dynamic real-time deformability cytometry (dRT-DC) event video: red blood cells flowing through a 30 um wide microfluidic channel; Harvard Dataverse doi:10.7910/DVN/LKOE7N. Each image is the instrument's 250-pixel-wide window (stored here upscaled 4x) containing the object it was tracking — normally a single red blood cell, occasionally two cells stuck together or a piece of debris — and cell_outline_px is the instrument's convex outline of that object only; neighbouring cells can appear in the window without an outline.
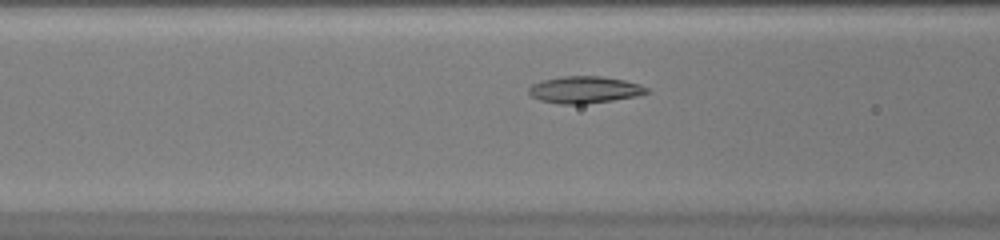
{"species": "common noctule bat (a hibernating species)", "species_latin": "Nyctalus noctula", "temperature_condition": "warm", "stored_images_in_passage": 37, "camera_frame_rate_fps": 3000, "um_per_image_px": 0.085, "animal": {"sex": "female", "body_mass_g": 20.0, "forearm_length_mm": 54.0}, "frame": {"image": 1, "passage_image": 10, "time_ms": 3.0, "image_size_px": [1000, 240], "cell_outline_px": [[652, 92], [636, 96], [612, 100], [584, 104], [560, 104], [540, 100], [532, 96], [528, 92], [528, 88], [532, 84], [544, 80], [564, 76], [600, 76], [624, 80], [640, 84], [648, 88]], "centroid_in_image_um": [49.71, 7.63], "position_along_channel_um": 116.9, "area_um2": 18.44}}
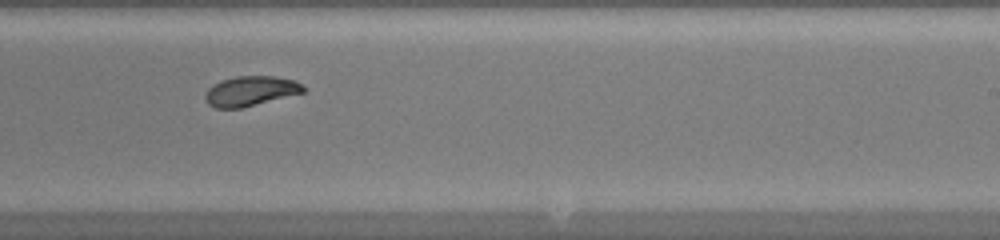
{"frame": {"image": 2, "passage_image": 20, "time_ms": 6.333, "image_size_px": [1000, 240], "cell_outline_px": [[304, 92], [240, 108], [216, 108], [208, 104], [204, 96], [208, 88], [212, 84], [220, 80], [236, 76], [276, 76], [292, 80], [300, 84], [304, 88]], "centroid_in_image_um": [21.23, 7.73], "position_along_channel_um": 267.8, "area_um2": 16.88}}
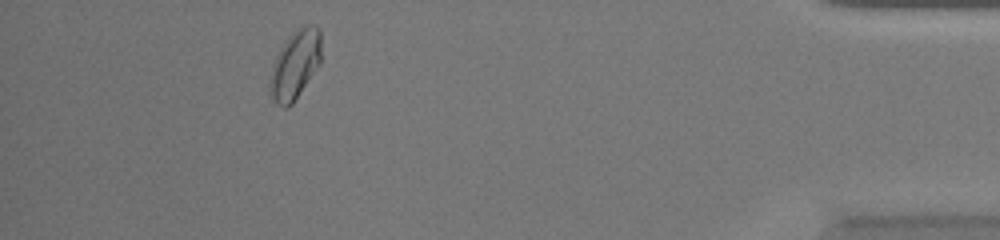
{"frame": {"image": 3, "passage_image": 33, "time_ms": 10.667, "image_size_px": [1000, 240], "cell_outline_px": [[320, 64], [292, 104], [288, 108], [284, 108], [276, 104], [272, 100], [268, 88], [272, 64], [280, 48], [288, 36], [292, 32], [308, 24], [316, 24], [320, 28]], "centroid_in_image_um": [25.06, 5.51], "position_along_channel_um": 410.1, "area_um2": 20.75}}